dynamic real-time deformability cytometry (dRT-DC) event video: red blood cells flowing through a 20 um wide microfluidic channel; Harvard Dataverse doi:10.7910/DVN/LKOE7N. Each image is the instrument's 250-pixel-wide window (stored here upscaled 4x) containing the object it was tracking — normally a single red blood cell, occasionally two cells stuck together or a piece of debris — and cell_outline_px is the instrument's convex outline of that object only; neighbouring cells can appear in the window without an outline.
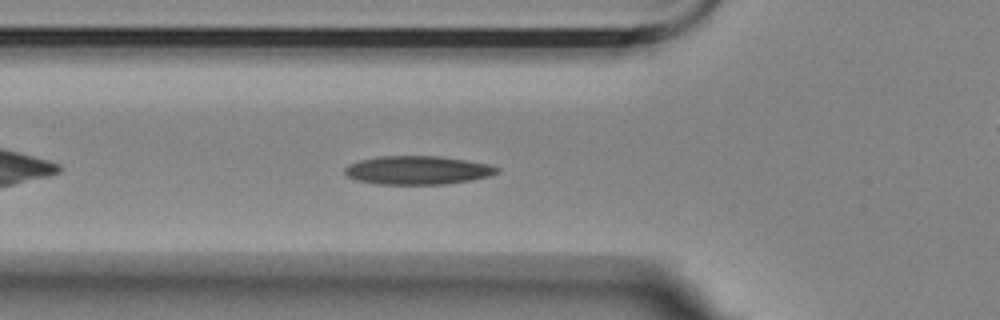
{"species": "Egyptian fruit bat (a non-hibernating species)", "species_latin": "Rousettus aegyptiacus", "temperature_condition": "room temperature", "stored_images_in_passage": 44, "camera_frame_rate_fps": 3000, "um_per_image_px": 0.085, "animal": {"sex": "female"}, "frame": {"image": 1, "passage_image": 6, "time_ms": 1.667, "image_size_px": [1000, 320], "cell_outline_px": [[500, 168], [496, 172], [488, 176], [472, 180], [444, 184], [376, 184], [356, 180], [348, 176], [344, 172], [344, 168], [348, 164], [360, 160], [376, 156], [436, 156], [464, 160], [488, 164]], "centroid_in_image_um": [35.44, 14.47], "position_along_channel_um": 90.4, "area_um2": 25.2}}
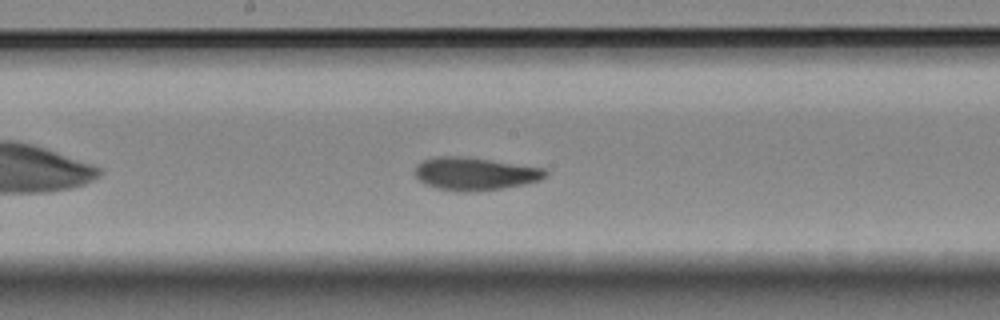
{"frame": {"image": 2, "passage_image": 16, "time_ms": 5.0, "image_size_px": [1000, 320], "cell_outline_px": [[548, 172], [540, 180], [524, 184], [504, 188], [476, 192], [464, 192], [436, 188], [424, 184], [416, 176], [416, 164], [424, 160], [436, 156], [464, 156], [544, 168]], "centroid_in_image_um": [40.35, 14.77], "position_along_channel_um": 207.8, "area_um2": 24.97}}
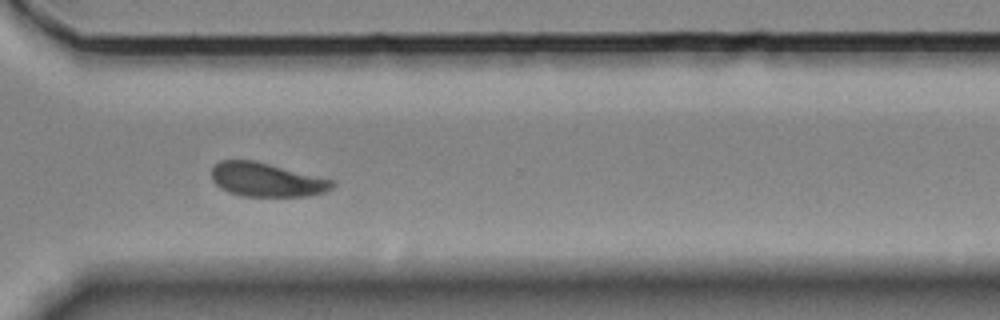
{"frame": {"image": 3, "passage_image": 28, "time_ms": 9.0, "image_size_px": [1000, 320], "cell_outline_px": [[336, 184], [332, 188], [324, 192], [308, 196], [240, 196], [228, 192], [220, 188], [212, 180], [212, 168], [220, 160], [256, 160], [336, 180]], "centroid_in_image_um": [22.69, 15.27], "position_along_channel_um": 347.9, "area_um2": 24.16}, "authors_computed_cell_mechanics": {"area_um2": 24.4205, "velocity_mm_per_s": 3.5121, "shape_relaxation_time_tau1_ms": 5.9078, "shape_relaxation_time_tau2_ms": 2.2644, "deformation_change_tau1": 0.1721, "deformation_change_tau2": 0.0673}}